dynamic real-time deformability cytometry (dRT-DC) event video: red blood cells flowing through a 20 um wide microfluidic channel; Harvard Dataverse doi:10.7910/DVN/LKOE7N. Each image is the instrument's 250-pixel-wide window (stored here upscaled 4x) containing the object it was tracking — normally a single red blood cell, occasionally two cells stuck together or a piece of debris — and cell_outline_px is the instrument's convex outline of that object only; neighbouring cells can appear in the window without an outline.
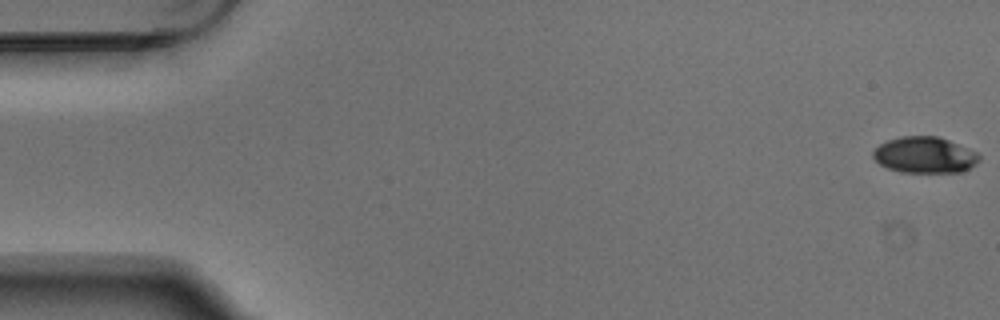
{"species": "Egyptian fruit bat (a non-hibernating species)", "species_latin": "Rousettus aegyptiacus", "temperature_condition": "warm", "stored_images_in_passage": 5, "camera_frame_rate_fps": 3000, "um_per_image_px": 0.085, "animal": {"sex": "male"}, "frame": {"image": 1, "passage_image": 1, "time_ms": 0.0, "image_size_px": [1000, 320], "cell_outline_px": [[980, 160], [976, 164], [960, 172], [900, 172], [888, 168], [880, 164], [872, 156], [872, 152], [880, 144], [888, 140], [900, 136], [936, 136], [948, 140], [976, 152], [980, 156]], "centroid_in_image_um": [78.58, 13.17], "position_along_channel_um": 6.4, "area_um2": 22.2}}
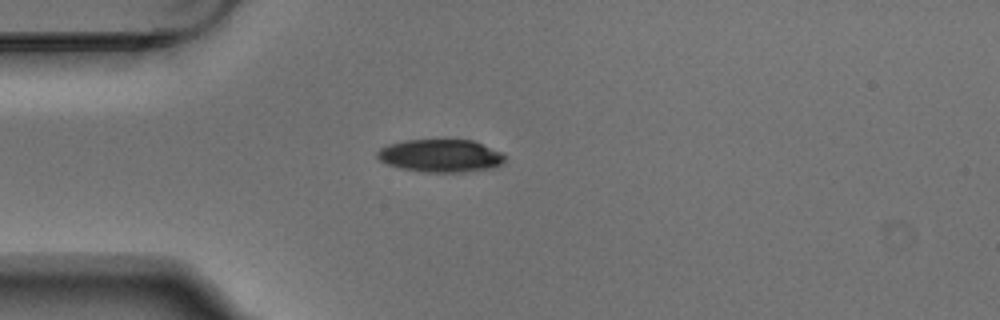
{"frame": {"image": 2, "passage_image": 5, "time_ms": 1.333, "image_size_px": [1000, 320], "cell_outline_px": [[504, 160], [496, 168], [464, 172], [420, 172], [400, 168], [388, 164], [380, 160], [376, 156], [376, 152], [380, 148], [388, 144], [404, 140], [472, 140], [500, 152], [504, 156]], "centroid_in_image_um": [37.41, 13.25], "position_along_channel_um": 47.6, "area_um2": 24.39}}